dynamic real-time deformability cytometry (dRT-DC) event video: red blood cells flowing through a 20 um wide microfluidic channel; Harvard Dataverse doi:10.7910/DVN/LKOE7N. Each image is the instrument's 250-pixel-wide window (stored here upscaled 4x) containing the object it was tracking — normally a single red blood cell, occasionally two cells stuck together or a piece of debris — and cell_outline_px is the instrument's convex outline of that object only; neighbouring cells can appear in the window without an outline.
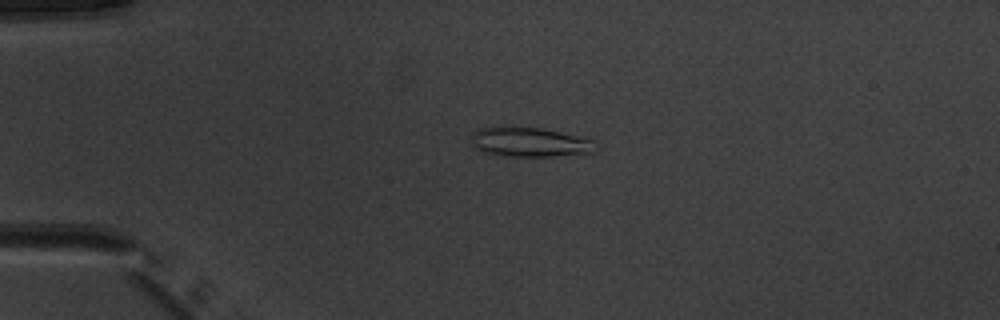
{"species": "common noctule bat (a hibernating species)", "species_latin": "Nyctalus noctula", "temperature_condition": "warm", "stored_images_in_passage": 51, "camera_frame_rate_fps": 3000, "um_per_image_px": 0.085, "animal": {"sex": "male", "body_mass_g": 20.1, "forearm_length_mm": 53.5}, "frame": {"image": 1, "passage_image": 13, "time_ms": 4.0, "image_size_px": [1000, 320], "cell_outline_px": [[596, 152], [552, 156], [508, 156], [484, 152], [476, 148], [472, 144], [472, 132], [480, 128], [540, 128], [592, 140]], "centroid_in_image_um": [45.0, 12.1], "position_along_channel_um": 40.0, "area_um2": 20.58}}
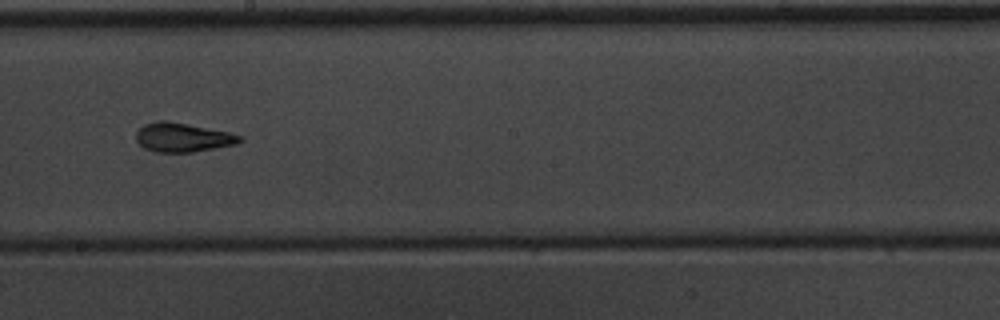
{"frame": {"image": 2, "passage_image": 30, "time_ms": 9.667, "image_size_px": [1000, 320], "cell_outline_px": [[244, 140], [236, 144], [192, 152], [156, 152], [144, 148], [136, 140], [136, 132], [144, 124], [184, 124], [228, 132], [244, 136]], "centroid_in_image_um": [15.59, 11.74], "position_along_channel_um": 232.6, "area_um2": 16.7}}
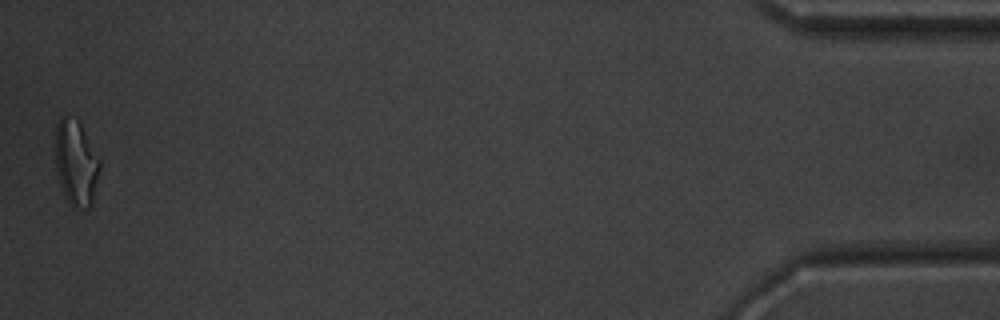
{"frame": {"image": 3, "passage_image": 51, "time_ms": 16.667, "image_size_px": [1000, 320], "cell_outline_px": [[100, 168], [92, 204], [88, 208], [72, 208], [64, 196], [60, 184], [56, 168], [56, 124], [60, 116], [64, 116], [80, 124], [100, 160]], "centroid_in_image_um": [6.46, 13.91], "position_along_channel_um": 428.7, "area_um2": 21.79}, "authors_computed_cell_mechanics": {"area_um2": 18.0914, "velocity_mm_per_s": 4.0218, "shape_relaxation_time_tau1_ms": 8.2471, "shape_relaxation_time_tau2_ms": 2.6441, "deformation_change_tau1": 0.2342, "deformation_change_tau2": 0.0955}}